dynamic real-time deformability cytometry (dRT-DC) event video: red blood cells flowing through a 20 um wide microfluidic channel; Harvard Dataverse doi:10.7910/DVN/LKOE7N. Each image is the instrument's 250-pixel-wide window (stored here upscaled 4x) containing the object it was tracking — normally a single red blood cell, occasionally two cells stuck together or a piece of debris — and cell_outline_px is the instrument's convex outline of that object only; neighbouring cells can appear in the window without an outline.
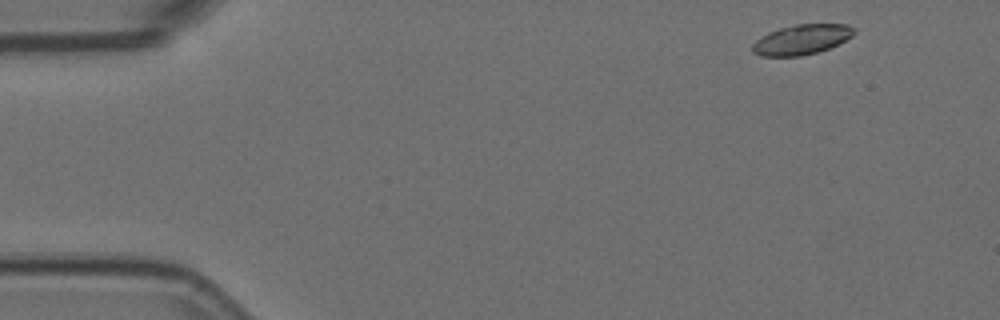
{"species": "Egyptian fruit bat (a non-hibernating species)", "species_latin": "Rousettus aegyptiacus", "temperature_condition": "room temperature", "stored_images_in_passage": 4, "camera_frame_rate_fps": 3000, "um_per_image_px": 0.085, "animal": {"sex": "female"}, "frame": {"image": 1, "passage_image": 1, "time_ms": 0.0, "image_size_px": [1000, 320], "cell_outline_px": [[856, 32], [852, 36], [828, 48], [816, 52], [800, 56], [760, 56], [752, 52], [752, 44], [756, 40], [768, 32], [780, 28], [796, 24], [848, 24], [856, 28]], "centroid_in_image_um": [68.13, 3.35], "position_along_channel_um": 16.9, "area_um2": 17.69}}
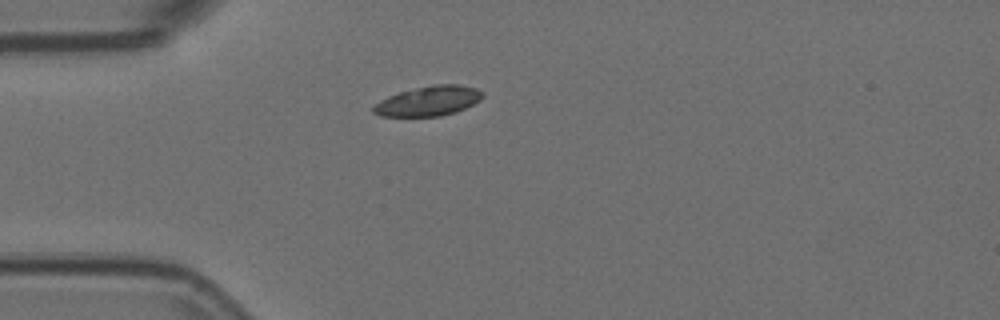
{"frame": {"image": 2, "passage_image": 3, "time_ms": 0.667, "image_size_px": [1000, 320], "cell_outline_px": [[484, 96], [480, 100], [456, 112], [440, 116], [380, 116], [372, 112], [372, 108], [380, 100], [388, 96], [400, 92], [432, 84], [460, 84], [476, 88], [484, 92]], "centroid_in_image_um": [36.44, 8.58], "position_along_channel_um": 48.6, "area_um2": 18.96}}